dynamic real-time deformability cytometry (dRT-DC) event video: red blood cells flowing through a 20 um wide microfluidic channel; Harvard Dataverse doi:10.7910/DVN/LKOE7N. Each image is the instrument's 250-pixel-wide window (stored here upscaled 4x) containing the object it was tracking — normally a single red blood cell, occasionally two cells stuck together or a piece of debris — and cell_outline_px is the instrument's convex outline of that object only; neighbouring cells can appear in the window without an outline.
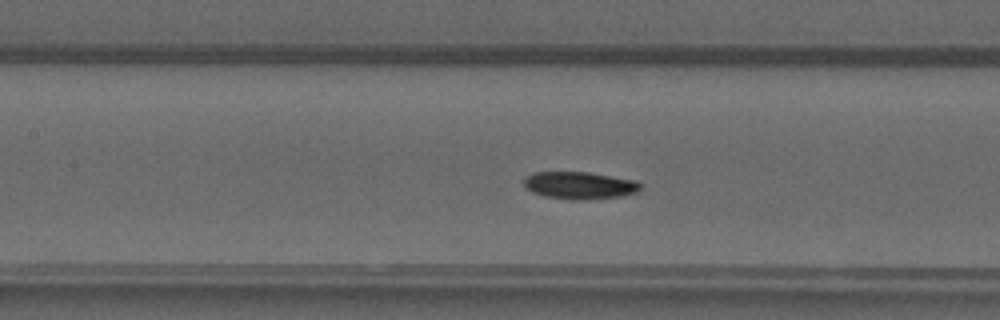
{"species": "common noctule bat (a hibernating species)", "species_latin": "Nyctalus noctula", "temperature_condition": "warm", "stored_images_in_passage": 42, "camera_frame_rate_fps": 3000, "um_per_image_px": 0.085, "animal": {"sex": "male", "forearm_length_mm": 52.5}, "frame": {"image": 1, "passage_image": 15, "time_ms": 4.667, "image_size_px": [1000, 320], "cell_outline_px": [[644, 184], [636, 192], [620, 196], [584, 200], [568, 200], [544, 196], [532, 192], [524, 184], [524, 176], [536, 172], [588, 172], [636, 180]], "centroid_in_image_um": [49.27, 15.76], "position_along_channel_um": 158.1, "area_um2": 18.67}}
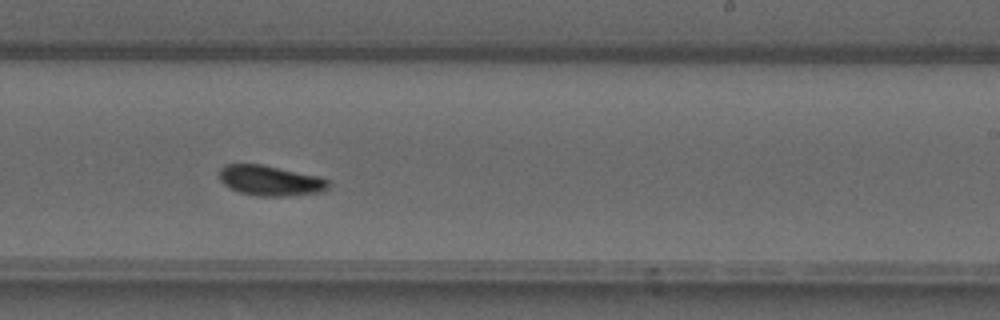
{"frame": {"image": 2, "passage_image": 23, "time_ms": 7.333, "image_size_px": [1000, 320], "cell_outline_px": [[332, 188], [324, 192], [288, 196], [256, 196], [240, 192], [224, 184], [220, 180], [220, 168], [224, 164], [264, 164], [320, 176], [328, 180], [332, 184]], "centroid_in_image_um": [23.06, 15.35], "position_along_channel_um": 265.9, "area_um2": 19.65}}
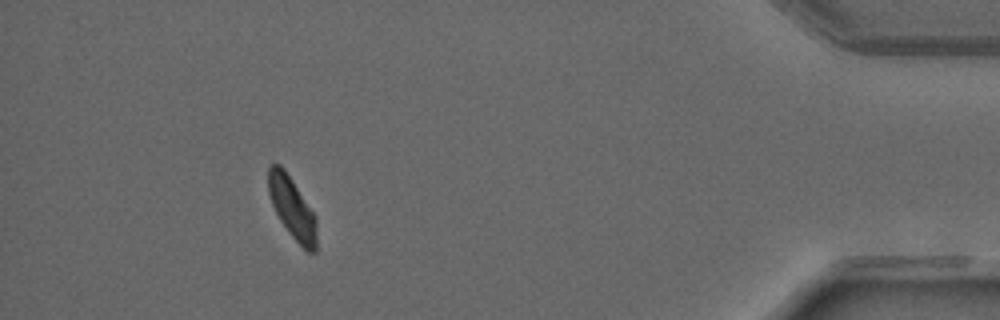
{"frame": {"image": 3, "passage_image": 38, "time_ms": 12.333, "image_size_px": [1000, 320], "cell_outline_px": [[316, 252], [308, 252], [288, 232], [280, 220], [272, 204], [268, 192], [268, 168], [272, 164], [280, 164], [284, 168], [316, 216]], "centroid_in_image_um": [24.83, 17.66], "position_along_channel_um": 410.4, "area_um2": 17.11}, "authors_computed_cell_mechanics": {"area_um2": 18.5827, "velocity_mm_per_s": 4.0556, "shape_relaxation_time_tau1_ms": 5.6345, "shape_relaxation_time_tau2_ms": null, "deformation_change_tau1": 0.1576, "deformation_change_tau2": null}}